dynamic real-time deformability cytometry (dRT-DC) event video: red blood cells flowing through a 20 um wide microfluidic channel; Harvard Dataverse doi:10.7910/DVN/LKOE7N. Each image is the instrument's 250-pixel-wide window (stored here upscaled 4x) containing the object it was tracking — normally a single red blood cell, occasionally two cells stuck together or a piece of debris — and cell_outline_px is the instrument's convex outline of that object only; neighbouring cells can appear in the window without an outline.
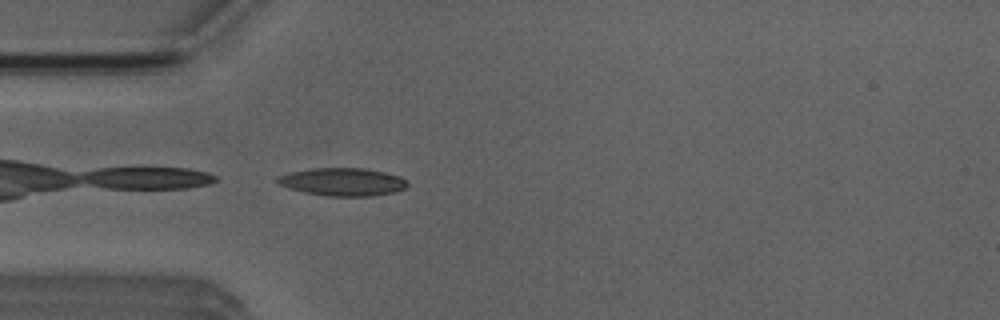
{"species": "Egyptian fruit bat (a non-hibernating species)", "species_latin": "Rousettus aegyptiacus", "temperature_condition": "room temperature", "stored_images_in_passage": 1, "camera_frame_rate_fps": 3000, "um_per_image_px": 0.085, "animal": {"sex": "male"}, "frame": {"image": 1, "passage_image": 1, "time_ms": 0.0, "image_size_px": [1000, 320], "cell_outline_px": [[408, 184], [404, 188], [396, 192], [372, 196], [328, 196], [304, 192], [288, 188], [272, 180], [276, 176], [288, 172], [312, 168], [364, 168], [384, 172], [400, 176], [408, 180]], "centroid_in_image_um": [29.09, 15.45], "position_along_channel_um": 55.9, "area_um2": 21.39}}